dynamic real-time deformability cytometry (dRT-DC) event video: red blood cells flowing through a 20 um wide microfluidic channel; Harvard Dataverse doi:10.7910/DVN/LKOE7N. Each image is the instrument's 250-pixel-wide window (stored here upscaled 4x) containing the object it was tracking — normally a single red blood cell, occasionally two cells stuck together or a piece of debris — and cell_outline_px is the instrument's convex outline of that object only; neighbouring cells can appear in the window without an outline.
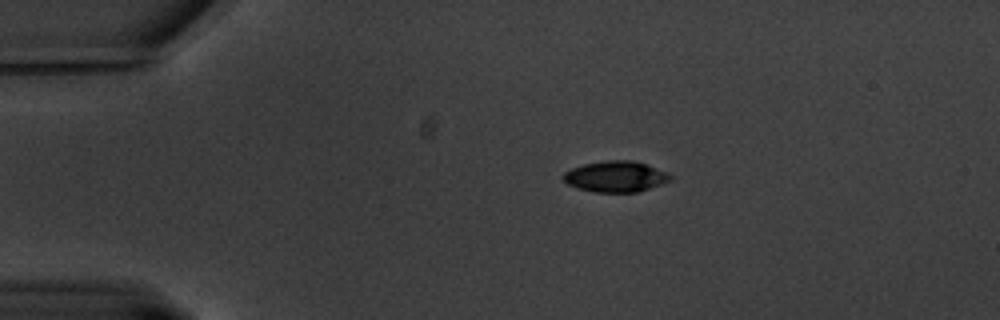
{"species": "common noctule bat (a hibernating species)", "species_latin": "Nyctalus noctula", "temperature_condition": "warm", "stored_images_in_passage": 51, "camera_frame_rate_fps": 3000, "um_per_image_px": 0.085, "animal": {"sex": "male", "body_mass_g": 20.1, "forearm_length_mm": 53.5}, "frame": {"image": 1, "passage_image": 1, "time_ms": 0.0, "image_size_px": [1000, 320], "cell_outline_px": [[672, 180], [636, 192], [596, 192], [576, 188], [568, 184], [560, 176], [564, 172], [572, 168], [584, 164], [608, 160], [632, 160], [648, 164], [668, 172], [672, 176]], "centroid_in_image_um": [52.33, 15.0], "position_along_channel_um": 32.7, "area_um2": 19.36}}
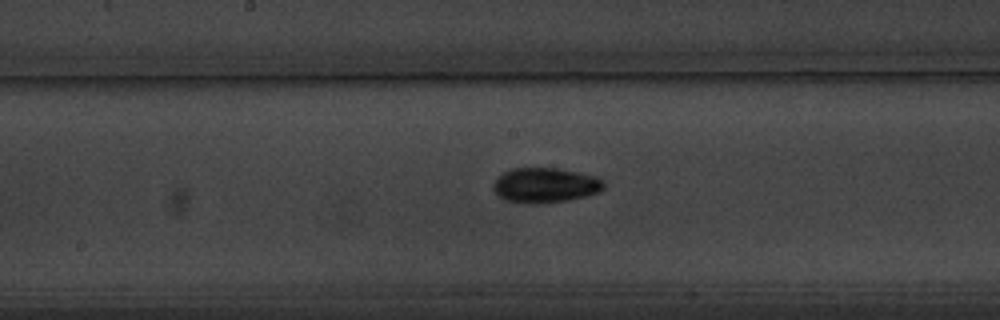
{"frame": {"image": 2, "passage_image": 21, "time_ms": 6.667, "image_size_px": [1000, 320], "cell_outline_px": [[604, 188], [600, 192], [568, 200], [532, 204], [504, 200], [496, 196], [492, 188], [492, 184], [504, 172], [512, 168], [560, 168], [596, 176], [604, 180]], "centroid_in_image_um": [46.33, 15.74], "position_along_channel_um": 201.9, "area_um2": 22.66}}
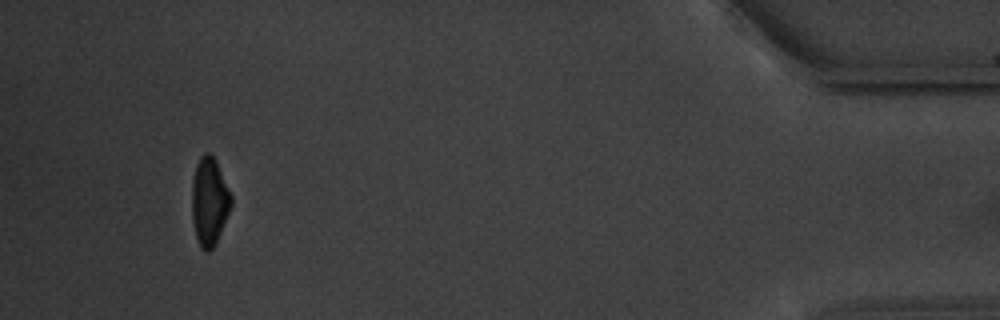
{"frame": {"image": 3, "passage_image": 47, "time_ms": 15.333, "image_size_px": [1000, 320], "cell_outline_px": [[232, 204], [216, 244], [208, 252], [204, 252], [200, 248], [196, 236], [192, 220], [192, 180], [196, 164], [200, 156], [204, 152], [208, 152], [216, 160], [232, 196]], "centroid_in_image_um": [17.79, 17.13], "position_along_channel_um": 417.4, "area_um2": 20.29}, "authors_computed_cell_mechanics": {"area_um2": 20.8658, "velocity_mm_per_s": 3.2611, "shape_relaxation_time_tau1_ms": 3.4603, "shape_relaxation_time_tau2_ms": 7.421, "deformation_change_tau1": 0.1343, "deformation_change_tau2": 0.1043}}